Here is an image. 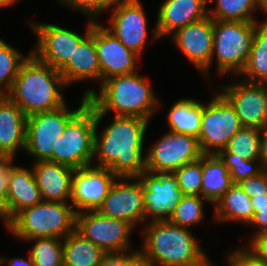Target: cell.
<instances>
[{"mask_svg": "<svg viewBox=\"0 0 267 266\" xmlns=\"http://www.w3.org/2000/svg\"><path fill=\"white\" fill-rule=\"evenodd\" d=\"M149 121L136 116H114L101 136L94 134V156L99 167L109 168L118 178H137L144 171L143 142Z\"/></svg>", "mask_w": 267, "mask_h": 266, "instance_id": "6da1fadb", "label": "cell"}, {"mask_svg": "<svg viewBox=\"0 0 267 266\" xmlns=\"http://www.w3.org/2000/svg\"><path fill=\"white\" fill-rule=\"evenodd\" d=\"M148 82L135 72L101 82L99 95L92 89L85 91L84 96L95 110L96 123L112 110L116 116H136L149 121L158 107Z\"/></svg>", "mask_w": 267, "mask_h": 266, "instance_id": "7a4b0ae2", "label": "cell"}, {"mask_svg": "<svg viewBox=\"0 0 267 266\" xmlns=\"http://www.w3.org/2000/svg\"><path fill=\"white\" fill-rule=\"evenodd\" d=\"M66 86L59 70L29 53L7 96L29 116L64 106L60 91Z\"/></svg>", "mask_w": 267, "mask_h": 266, "instance_id": "3957f363", "label": "cell"}, {"mask_svg": "<svg viewBox=\"0 0 267 266\" xmlns=\"http://www.w3.org/2000/svg\"><path fill=\"white\" fill-rule=\"evenodd\" d=\"M140 251L149 266H195L207 255L188 228L169 221L149 222Z\"/></svg>", "mask_w": 267, "mask_h": 266, "instance_id": "277c9868", "label": "cell"}, {"mask_svg": "<svg viewBox=\"0 0 267 266\" xmlns=\"http://www.w3.org/2000/svg\"><path fill=\"white\" fill-rule=\"evenodd\" d=\"M76 210L65 202L41 201L21 211L7 227L23 240L41 237L63 239L76 229Z\"/></svg>", "mask_w": 267, "mask_h": 266, "instance_id": "5b68a950", "label": "cell"}, {"mask_svg": "<svg viewBox=\"0 0 267 266\" xmlns=\"http://www.w3.org/2000/svg\"><path fill=\"white\" fill-rule=\"evenodd\" d=\"M257 22H236L213 19L212 60L216 54L219 74L243 70L256 33Z\"/></svg>", "mask_w": 267, "mask_h": 266, "instance_id": "8992f818", "label": "cell"}, {"mask_svg": "<svg viewBox=\"0 0 267 266\" xmlns=\"http://www.w3.org/2000/svg\"><path fill=\"white\" fill-rule=\"evenodd\" d=\"M95 110L88 103L66 126L53 147L52 162L75 170L92 165L94 156Z\"/></svg>", "mask_w": 267, "mask_h": 266, "instance_id": "52a82bcc", "label": "cell"}, {"mask_svg": "<svg viewBox=\"0 0 267 266\" xmlns=\"http://www.w3.org/2000/svg\"><path fill=\"white\" fill-rule=\"evenodd\" d=\"M88 104L83 96L77 110H68L66 104L59 109L27 116L25 151L38 161H51L53 147L63 134L67 124Z\"/></svg>", "mask_w": 267, "mask_h": 266, "instance_id": "ba28073f", "label": "cell"}, {"mask_svg": "<svg viewBox=\"0 0 267 266\" xmlns=\"http://www.w3.org/2000/svg\"><path fill=\"white\" fill-rule=\"evenodd\" d=\"M242 125L230 103L217 94L208 105H203L198 140L203 154H217L225 149Z\"/></svg>", "mask_w": 267, "mask_h": 266, "instance_id": "9c48e42d", "label": "cell"}, {"mask_svg": "<svg viewBox=\"0 0 267 266\" xmlns=\"http://www.w3.org/2000/svg\"><path fill=\"white\" fill-rule=\"evenodd\" d=\"M148 153V154H147ZM145 155L146 171L174 173L203 157L198 138L168 131Z\"/></svg>", "mask_w": 267, "mask_h": 266, "instance_id": "30bf717a", "label": "cell"}, {"mask_svg": "<svg viewBox=\"0 0 267 266\" xmlns=\"http://www.w3.org/2000/svg\"><path fill=\"white\" fill-rule=\"evenodd\" d=\"M133 229L129 222L98 211L76 214V230L106 253L129 252V235Z\"/></svg>", "mask_w": 267, "mask_h": 266, "instance_id": "8fae6325", "label": "cell"}, {"mask_svg": "<svg viewBox=\"0 0 267 266\" xmlns=\"http://www.w3.org/2000/svg\"><path fill=\"white\" fill-rule=\"evenodd\" d=\"M143 184V204L145 221H169L177 204L185 194L178 187L174 173L144 171L139 177Z\"/></svg>", "mask_w": 267, "mask_h": 266, "instance_id": "7c38bea8", "label": "cell"}, {"mask_svg": "<svg viewBox=\"0 0 267 266\" xmlns=\"http://www.w3.org/2000/svg\"><path fill=\"white\" fill-rule=\"evenodd\" d=\"M118 179L109 168L96 165L74 170L71 205L79 209L76 210V213L98 211L113 182Z\"/></svg>", "mask_w": 267, "mask_h": 266, "instance_id": "4fadbf2b", "label": "cell"}, {"mask_svg": "<svg viewBox=\"0 0 267 266\" xmlns=\"http://www.w3.org/2000/svg\"><path fill=\"white\" fill-rule=\"evenodd\" d=\"M222 87V96L234 108L242 127L261 129L267 124V83L249 82Z\"/></svg>", "mask_w": 267, "mask_h": 266, "instance_id": "5bb4252c", "label": "cell"}, {"mask_svg": "<svg viewBox=\"0 0 267 266\" xmlns=\"http://www.w3.org/2000/svg\"><path fill=\"white\" fill-rule=\"evenodd\" d=\"M36 33L37 45L32 54L41 62L60 70L73 55L75 47L85 37L54 24H31Z\"/></svg>", "mask_w": 267, "mask_h": 266, "instance_id": "9a60e30c", "label": "cell"}, {"mask_svg": "<svg viewBox=\"0 0 267 266\" xmlns=\"http://www.w3.org/2000/svg\"><path fill=\"white\" fill-rule=\"evenodd\" d=\"M107 28L128 49L141 56L147 39V18L139 0H115Z\"/></svg>", "mask_w": 267, "mask_h": 266, "instance_id": "2e32d148", "label": "cell"}, {"mask_svg": "<svg viewBox=\"0 0 267 266\" xmlns=\"http://www.w3.org/2000/svg\"><path fill=\"white\" fill-rule=\"evenodd\" d=\"M125 179L137 180L134 183H125ZM122 182H113L102 206L98 212L102 215L129 222L134 228L145 222V207L143 204V184L137 178H119Z\"/></svg>", "mask_w": 267, "mask_h": 266, "instance_id": "e0dca14e", "label": "cell"}, {"mask_svg": "<svg viewBox=\"0 0 267 266\" xmlns=\"http://www.w3.org/2000/svg\"><path fill=\"white\" fill-rule=\"evenodd\" d=\"M94 42L101 69V81L113 76L137 72L136 61L139 55L126 48L105 27L94 21Z\"/></svg>", "mask_w": 267, "mask_h": 266, "instance_id": "ac0fdd59", "label": "cell"}, {"mask_svg": "<svg viewBox=\"0 0 267 266\" xmlns=\"http://www.w3.org/2000/svg\"><path fill=\"white\" fill-rule=\"evenodd\" d=\"M172 39L186 58L204 75L212 65L213 19L210 16L190 23L172 34Z\"/></svg>", "mask_w": 267, "mask_h": 266, "instance_id": "d6986e66", "label": "cell"}, {"mask_svg": "<svg viewBox=\"0 0 267 266\" xmlns=\"http://www.w3.org/2000/svg\"><path fill=\"white\" fill-rule=\"evenodd\" d=\"M208 0H165L159 9L154 39L174 34L186 25L209 16Z\"/></svg>", "mask_w": 267, "mask_h": 266, "instance_id": "ffe728a7", "label": "cell"}, {"mask_svg": "<svg viewBox=\"0 0 267 266\" xmlns=\"http://www.w3.org/2000/svg\"><path fill=\"white\" fill-rule=\"evenodd\" d=\"M66 85L91 79L101 81V69L94 42V21L88 23L85 37L75 47L69 61L59 70Z\"/></svg>", "mask_w": 267, "mask_h": 266, "instance_id": "44dd1931", "label": "cell"}, {"mask_svg": "<svg viewBox=\"0 0 267 266\" xmlns=\"http://www.w3.org/2000/svg\"><path fill=\"white\" fill-rule=\"evenodd\" d=\"M32 169L42 201L67 203L71 199L75 169L51 161L35 162Z\"/></svg>", "mask_w": 267, "mask_h": 266, "instance_id": "7402d4cb", "label": "cell"}, {"mask_svg": "<svg viewBox=\"0 0 267 266\" xmlns=\"http://www.w3.org/2000/svg\"><path fill=\"white\" fill-rule=\"evenodd\" d=\"M42 201L33 169L11 166L7 193V225L23 210Z\"/></svg>", "mask_w": 267, "mask_h": 266, "instance_id": "603a6c76", "label": "cell"}, {"mask_svg": "<svg viewBox=\"0 0 267 266\" xmlns=\"http://www.w3.org/2000/svg\"><path fill=\"white\" fill-rule=\"evenodd\" d=\"M27 116L6 95L0 102V155L15 157L26 147Z\"/></svg>", "mask_w": 267, "mask_h": 266, "instance_id": "cb8c5ba5", "label": "cell"}, {"mask_svg": "<svg viewBox=\"0 0 267 266\" xmlns=\"http://www.w3.org/2000/svg\"><path fill=\"white\" fill-rule=\"evenodd\" d=\"M218 221H235L250 224L254 217L251 198L238 183L233 185L215 202Z\"/></svg>", "mask_w": 267, "mask_h": 266, "instance_id": "d4e9b609", "label": "cell"}, {"mask_svg": "<svg viewBox=\"0 0 267 266\" xmlns=\"http://www.w3.org/2000/svg\"><path fill=\"white\" fill-rule=\"evenodd\" d=\"M202 187L204 199L215 202L233 185L230 173L216 154L202 157Z\"/></svg>", "mask_w": 267, "mask_h": 266, "instance_id": "484cf974", "label": "cell"}, {"mask_svg": "<svg viewBox=\"0 0 267 266\" xmlns=\"http://www.w3.org/2000/svg\"><path fill=\"white\" fill-rule=\"evenodd\" d=\"M106 252L76 229L63 239L64 266H100Z\"/></svg>", "mask_w": 267, "mask_h": 266, "instance_id": "4316f807", "label": "cell"}, {"mask_svg": "<svg viewBox=\"0 0 267 266\" xmlns=\"http://www.w3.org/2000/svg\"><path fill=\"white\" fill-rule=\"evenodd\" d=\"M202 113L203 104L196 100L187 98L175 102L168 112L169 131L198 138Z\"/></svg>", "mask_w": 267, "mask_h": 266, "instance_id": "83f0119b", "label": "cell"}, {"mask_svg": "<svg viewBox=\"0 0 267 266\" xmlns=\"http://www.w3.org/2000/svg\"><path fill=\"white\" fill-rule=\"evenodd\" d=\"M244 74L246 81L267 83V18L260 24L257 22L252 49L239 75Z\"/></svg>", "mask_w": 267, "mask_h": 266, "instance_id": "f1b7e54d", "label": "cell"}, {"mask_svg": "<svg viewBox=\"0 0 267 266\" xmlns=\"http://www.w3.org/2000/svg\"><path fill=\"white\" fill-rule=\"evenodd\" d=\"M213 0H208L211 2ZM214 11H208V15L215 20L236 22H257L253 12L260 5L256 0H216Z\"/></svg>", "mask_w": 267, "mask_h": 266, "instance_id": "f546056e", "label": "cell"}, {"mask_svg": "<svg viewBox=\"0 0 267 266\" xmlns=\"http://www.w3.org/2000/svg\"><path fill=\"white\" fill-rule=\"evenodd\" d=\"M260 129L242 127L232 136L225 150L232 153V158L260 160Z\"/></svg>", "mask_w": 267, "mask_h": 266, "instance_id": "4dcf8cb0", "label": "cell"}, {"mask_svg": "<svg viewBox=\"0 0 267 266\" xmlns=\"http://www.w3.org/2000/svg\"><path fill=\"white\" fill-rule=\"evenodd\" d=\"M28 240L36 241L29 251L35 266H64L61 238L41 237Z\"/></svg>", "mask_w": 267, "mask_h": 266, "instance_id": "1f68e13d", "label": "cell"}, {"mask_svg": "<svg viewBox=\"0 0 267 266\" xmlns=\"http://www.w3.org/2000/svg\"><path fill=\"white\" fill-rule=\"evenodd\" d=\"M27 58L28 56L23 57L18 50L0 39V90L6 95L12 88L20 66Z\"/></svg>", "mask_w": 267, "mask_h": 266, "instance_id": "d6a6232c", "label": "cell"}, {"mask_svg": "<svg viewBox=\"0 0 267 266\" xmlns=\"http://www.w3.org/2000/svg\"><path fill=\"white\" fill-rule=\"evenodd\" d=\"M201 197L197 195H185L177 204L169 222L188 229L190 226L201 222L204 216L203 198Z\"/></svg>", "mask_w": 267, "mask_h": 266, "instance_id": "836d02e7", "label": "cell"}, {"mask_svg": "<svg viewBox=\"0 0 267 266\" xmlns=\"http://www.w3.org/2000/svg\"><path fill=\"white\" fill-rule=\"evenodd\" d=\"M216 155L226 166L233 183H239L243 179L257 176L265 170L262 163H259L260 160H246L241 157L232 158V153L225 149L220 150ZM255 161H258L257 166H255Z\"/></svg>", "mask_w": 267, "mask_h": 266, "instance_id": "e575fe53", "label": "cell"}, {"mask_svg": "<svg viewBox=\"0 0 267 266\" xmlns=\"http://www.w3.org/2000/svg\"><path fill=\"white\" fill-rule=\"evenodd\" d=\"M177 184L185 195L201 196L202 158L185 164L174 172Z\"/></svg>", "mask_w": 267, "mask_h": 266, "instance_id": "d590c367", "label": "cell"}, {"mask_svg": "<svg viewBox=\"0 0 267 266\" xmlns=\"http://www.w3.org/2000/svg\"><path fill=\"white\" fill-rule=\"evenodd\" d=\"M62 4L70 6L72 9H77L88 15L90 20L95 21L99 13L104 10H109L115 3V0H60Z\"/></svg>", "mask_w": 267, "mask_h": 266, "instance_id": "8d00e7d4", "label": "cell"}, {"mask_svg": "<svg viewBox=\"0 0 267 266\" xmlns=\"http://www.w3.org/2000/svg\"><path fill=\"white\" fill-rule=\"evenodd\" d=\"M14 158L0 155V218L7 226V193L10 169Z\"/></svg>", "mask_w": 267, "mask_h": 266, "instance_id": "74e56055", "label": "cell"}, {"mask_svg": "<svg viewBox=\"0 0 267 266\" xmlns=\"http://www.w3.org/2000/svg\"><path fill=\"white\" fill-rule=\"evenodd\" d=\"M254 217L249 225L258 226V231L255 233L251 241L261 235L267 234V194L263 196H255L251 198Z\"/></svg>", "mask_w": 267, "mask_h": 266, "instance_id": "f35d334b", "label": "cell"}, {"mask_svg": "<svg viewBox=\"0 0 267 266\" xmlns=\"http://www.w3.org/2000/svg\"><path fill=\"white\" fill-rule=\"evenodd\" d=\"M143 262L140 251L106 253L100 266H139Z\"/></svg>", "mask_w": 267, "mask_h": 266, "instance_id": "ab89813d", "label": "cell"}, {"mask_svg": "<svg viewBox=\"0 0 267 266\" xmlns=\"http://www.w3.org/2000/svg\"><path fill=\"white\" fill-rule=\"evenodd\" d=\"M238 184L250 198L267 194V169L257 176L241 180Z\"/></svg>", "mask_w": 267, "mask_h": 266, "instance_id": "60d3db41", "label": "cell"}, {"mask_svg": "<svg viewBox=\"0 0 267 266\" xmlns=\"http://www.w3.org/2000/svg\"><path fill=\"white\" fill-rule=\"evenodd\" d=\"M229 266H267V263L259 259L249 248L234 251L228 255Z\"/></svg>", "mask_w": 267, "mask_h": 266, "instance_id": "b9f144b4", "label": "cell"}, {"mask_svg": "<svg viewBox=\"0 0 267 266\" xmlns=\"http://www.w3.org/2000/svg\"><path fill=\"white\" fill-rule=\"evenodd\" d=\"M247 248H250L251 252L267 263V234L254 238Z\"/></svg>", "mask_w": 267, "mask_h": 266, "instance_id": "7bdbcfd3", "label": "cell"}, {"mask_svg": "<svg viewBox=\"0 0 267 266\" xmlns=\"http://www.w3.org/2000/svg\"><path fill=\"white\" fill-rule=\"evenodd\" d=\"M260 162L267 169V124L260 129Z\"/></svg>", "mask_w": 267, "mask_h": 266, "instance_id": "ee69618b", "label": "cell"}, {"mask_svg": "<svg viewBox=\"0 0 267 266\" xmlns=\"http://www.w3.org/2000/svg\"><path fill=\"white\" fill-rule=\"evenodd\" d=\"M8 266H35L34 262L32 261L31 256H28V259L25 260L24 258H13L8 261Z\"/></svg>", "mask_w": 267, "mask_h": 266, "instance_id": "f6af8a7d", "label": "cell"}, {"mask_svg": "<svg viewBox=\"0 0 267 266\" xmlns=\"http://www.w3.org/2000/svg\"><path fill=\"white\" fill-rule=\"evenodd\" d=\"M257 3L260 5V8L267 13V0H256Z\"/></svg>", "mask_w": 267, "mask_h": 266, "instance_id": "bcb514c9", "label": "cell"}, {"mask_svg": "<svg viewBox=\"0 0 267 266\" xmlns=\"http://www.w3.org/2000/svg\"><path fill=\"white\" fill-rule=\"evenodd\" d=\"M16 1L18 0H0V7H6V6H9L13 3H15Z\"/></svg>", "mask_w": 267, "mask_h": 266, "instance_id": "7dc6e473", "label": "cell"}, {"mask_svg": "<svg viewBox=\"0 0 267 266\" xmlns=\"http://www.w3.org/2000/svg\"><path fill=\"white\" fill-rule=\"evenodd\" d=\"M209 259L206 257L200 264H197L195 266H212L210 265Z\"/></svg>", "mask_w": 267, "mask_h": 266, "instance_id": "c3c4849f", "label": "cell"}, {"mask_svg": "<svg viewBox=\"0 0 267 266\" xmlns=\"http://www.w3.org/2000/svg\"><path fill=\"white\" fill-rule=\"evenodd\" d=\"M5 96L6 94L0 90V102L3 100Z\"/></svg>", "mask_w": 267, "mask_h": 266, "instance_id": "681fc988", "label": "cell"}, {"mask_svg": "<svg viewBox=\"0 0 267 266\" xmlns=\"http://www.w3.org/2000/svg\"><path fill=\"white\" fill-rule=\"evenodd\" d=\"M4 262H7V261H5L4 258L0 257V265H1V264H4Z\"/></svg>", "mask_w": 267, "mask_h": 266, "instance_id": "f907efd6", "label": "cell"}, {"mask_svg": "<svg viewBox=\"0 0 267 266\" xmlns=\"http://www.w3.org/2000/svg\"><path fill=\"white\" fill-rule=\"evenodd\" d=\"M139 266H149V265L146 264L145 262H142Z\"/></svg>", "mask_w": 267, "mask_h": 266, "instance_id": "816d5d0a", "label": "cell"}]
</instances>
